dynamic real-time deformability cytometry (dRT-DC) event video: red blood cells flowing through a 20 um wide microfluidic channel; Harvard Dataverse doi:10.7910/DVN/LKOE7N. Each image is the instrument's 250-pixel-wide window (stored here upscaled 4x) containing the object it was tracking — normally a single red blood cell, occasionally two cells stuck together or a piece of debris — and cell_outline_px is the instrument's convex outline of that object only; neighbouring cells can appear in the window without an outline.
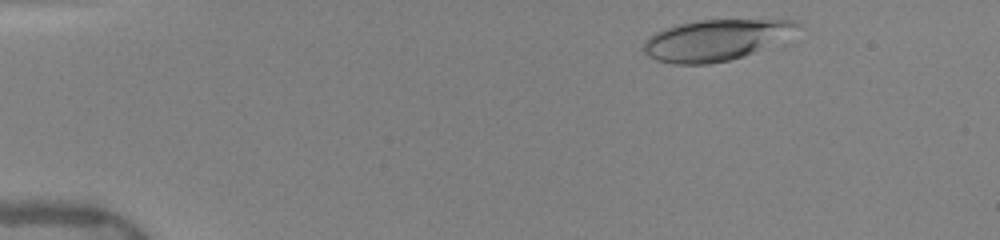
{"species": "human", "species_latin": "Homo sapiens", "temperature_condition": "warm", "stored_images_in_passage": 46, "camera_frame_rate_fps": 3000, "um_per_image_px": 0.085, "donor": {"sex": "female"}, "frame": {"image": 1, "passage_image": 3, "time_ms": 0.667, "image_size_px": [1000, 240], "cell_outline_px": [[804, 24], [752, 52], [744, 56], [728, 60], [708, 64], [672, 64], [656, 60], [648, 56], [640, 48], [644, 40], [648, 36], [664, 28], [696, 20], [796, 20]], "centroid_in_image_um": [60.65, 3.4], "position_along_channel_um": 24.3, "area_um2": 35.89}}
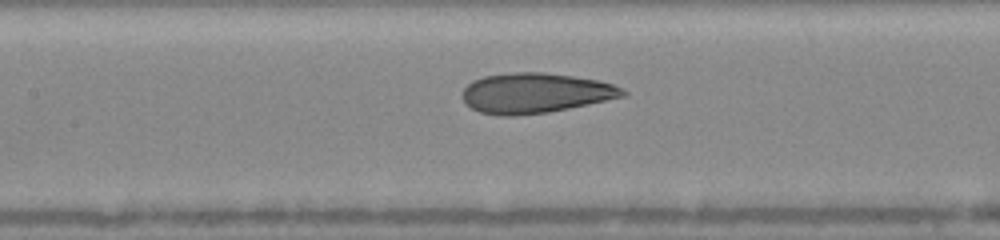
{"frame": {"image": 2, "passage_image": 20, "time_ms": 6.333, "image_size_px": [1000, 240], "cell_outline_px": [[628, 96], [548, 112], [512, 116], [500, 116], [480, 112], [464, 104], [464, 88], [472, 80], [484, 76], [516, 72], [544, 72], [600, 80], [612, 84], [628, 92]], "centroid_in_image_um": [45.51, 7.91], "position_along_channel_um": 161.9, "area_um2": 37.45}}
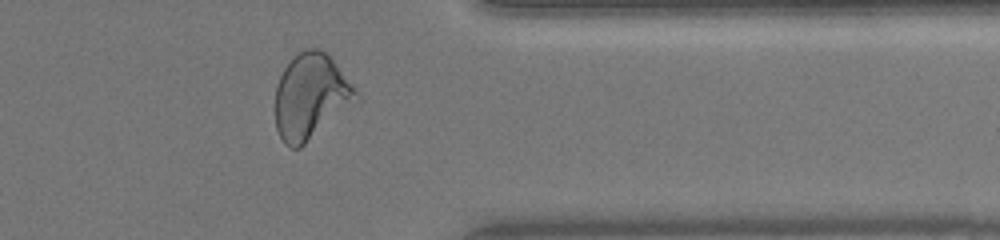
{"frame": {"image": 3, "passage_image": 37, "time_ms": 12.0, "image_size_px": [1000, 240], "cell_outline_px": [[360, 100], [300, 148], [292, 148], [284, 144], [276, 128], [276, 84], [284, 68], [304, 48], [320, 48], [332, 60], [356, 88], [360, 96]], "centroid_in_image_um": [26.44, 8.23], "position_along_channel_um": 385.0, "area_um2": 40.11}, "authors_computed_cell_mechanics": {"area_um2": 37.5989, "velocity_mm_per_s": 4.0539, "shape_relaxation_time_tau1_ms": 6.9689, "shape_relaxation_time_tau2_ms": 1.125, "deformation_change_tau1": 0.224, "deformation_change_tau2": 0.0906}}